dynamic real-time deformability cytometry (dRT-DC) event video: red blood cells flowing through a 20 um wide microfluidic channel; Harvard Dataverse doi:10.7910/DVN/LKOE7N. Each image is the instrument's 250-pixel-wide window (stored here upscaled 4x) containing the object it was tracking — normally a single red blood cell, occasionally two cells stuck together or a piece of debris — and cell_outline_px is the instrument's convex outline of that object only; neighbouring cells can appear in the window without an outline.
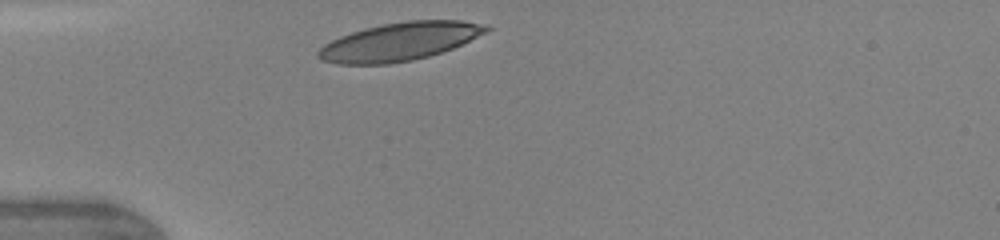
{"species": "human", "species_latin": "Homo sapiens", "temperature_condition": "warm", "stored_images_in_passage": 1, "camera_frame_rate_fps": 3000, "um_per_image_px": 0.085, "donor": {"sex": "female"}, "frame": {"image": 1, "passage_image": 1, "time_ms": 0.0, "image_size_px": [1000, 240], "cell_outline_px": [[492, 28], [452, 48], [428, 56], [412, 60], [388, 64], [336, 64], [320, 60], [316, 56], [316, 52], [324, 44], [340, 36], [364, 28], [384, 24], [408, 20], [460, 20], [480, 24]], "centroid_in_image_um": [33.87, 3.54], "position_along_channel_um": 51.1, "area_um2": 36.88}}